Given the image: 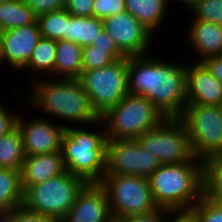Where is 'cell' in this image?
<instances>
[{
    "label": "cell",
    "mask_w": 222,
    "mask_h": 222,
    "mask_svg": "<svg viewBox=\"0 0 222 222\" xmlns=\"http://www.w3.org/2000/svg\"><path fill=\"white\" fill-rule=\"evenodd\" d=\"M126 12L135 17L153 35L164 20L170 6L168 0H125Z\"/></svg>",
    "instance_id": "cell-19"
},
{
    "label": "cell",
    "mask_w": 222,
    "mask_h": 222,
    "mask_svg": "<svg viewBox=\"0 0 222 222\" xmlns=\"http://www.w3.org/2000/svg\"><path fill=\"white\" fill-rule=\"evenodd\" d=\"M165 119L148 98L130 93L101 116L108 140L137 139Z\"/></svg>",
    "instance_id": "cell-5"
},
{
    "label": "cell",
    "mask_w": 222,
    "mask_h": 222,
    "mask_svg": "<svg viewBox=\"0 0 222 222\" xmlns=\"http://www.w3.org/2000/svg\"><path fill=\"white\" fill-rule=\"evenodd\" d=\"M201 63L207 68L210 74L222 83V55L209 57Z\"/></svg>",
    "instance_id": "cell-39"
},
{
    "label": "cell",
    "mask_w": 222,
    "mask_h": 222,
    "mask_svg": "<svg viewBox=\"0 0 222 222\" xmlns=\"http://www.w3.org/2000/svg\"><path fill=\"white\" fill-rule=\"evenodd\" d=\"M168 216L174 217L168 220ZM163 222H199L195 213L189 210H167Z\"/></svg>",
    "instance_id": "cell-38"
},
{
    "label": "cell",
    "mask_w": 222,
    "mask_h": 222,
    "mask_svg": "<svg viewBox=\"0 0 222 222\" xmlns=\"http://www.w3.org/2000/svg\"><path fill=\"white\" fill-rule=\"evenodd\" d=\"M61 222H114L100 183H87Z\"/></svg>",
    "instance_id": "cell-15"
},
{
    "label": "cell",
    "mask_w": 222,
    "mask_h": 222,
    "mask_svg": "<svg viewBox=\"0 0 222 222\" xmlns=\"http://www.w3.org/2000/svg\"><path fill=\"white\" fill-rule=\"evenodd\" d=\"M125 0H94L93 17L105 19L126 11Z\"/></svg>",
    "instance_id": "cell-31"
},
{
    "label": "cell",
    "mask_w": 222,
    "mask_h": 222,
    "mask_svg": "<svg viewBox=\"0 0 222 222\" xmlns=\"http://www.w3.org/2000/svg\"><path fill=\"white\" fill-rule=\"evenodd\" d=\"M103 30V19L96 17L73 16L67 11V34L65 40L84 47L92 45Z\"/></svg>",
    "instance_id": "cell-21"
},
{
    "label": "cell",
    "mask_w": 222,
    "mask_h": 222,
    "mask_svg": "<svg viewBox=\"0 0 222 222\" xmlns=\"http://www.w3.org/2000/svg\"><path fill=\"white\" fill-rule=\"evenodd\" d=\"M82 50L83 47L77 43L57 41L54 76L58 79H78L82 73Z\"/></svg>",
    "instance_id": "cell-20"
},
{
    "label": "cell",
    "mask_w": 222,
    "mask_h": 222,
    "mask_svg": "<svg viewBox=\"0 0 222 222\" xmlns=\"http://www.w3.org/2000/svg\"><path fill=\"white\" fill-rule=\"evenodd\" d=\"M94 0H65V7L73 16L93 17Z\"/></svg>",
    "instance_id": "cell-34"
},
{
    "label": "cell",
    "mask_w": 222,
    "mask_h": 222,
    "mask_svg": "<svg viewBox=\"0 0 222 222\" xmlns=\"http://www.w3.org/2000/svg\"><path fill=\"white\" fill-rule=\"evenodd\" d=\"M9 1H12V0H0V4L4 2H9Z\"/></svg>",
    "instance_id": "cell-42"
},
{
    "label": "cell",
    "mask_w": 222,
    "mask_h": 222,
    "mask_svg": "<svg viewBox=\"0 0 222 222\" xmlns=\"http://www.w3.org/2000/svg\"><path fill=\"white\" fill-rule=\"evenodd\" d=\"M24 2L32 9L36 17L62 10L65 7V0H24Z\"/></svg>",
    "instance_id": "cell-32"
},
{
    "label": "cell",
    "mask_w": 222,
    "mask_h": 222,
    "mask_svg": "<svg viewBox=\"0 0 222 222\" xmlns=\"http://www.w3.org/2000/svg\"><path fill=\"white\" fill-rule=\"evenodd\" d=\"M38 22L1 32L0 64L10 65L15 71H22L41 39ZM4 62V63H3Z\"/></svg>",
    "instance_id": "cell-14"
},
{
    "label": "cell",
    "mask_w": 222,
    "mask_h": 222,
    "mask_svg": "<svg viewBox=\"0 0 222 222\" xmlns=\"http://www.w3.org/2000/svg\"><path fill=\"white\" fill-rule=\"evenodd\" d=\"M186 105H216L222 102V83L201 62L187 64Z\"/></svg>",
    "instance_id": "cell-16"
},
{
    "label": "cell",
    "mask_w": 222,
    "mask_h": 222,
    "mask_svg": "<svg viewBox=\"0 0 222 222\" xmlns=\"http://www.w3.org/2000/svg\"><path fill=\"white\" fill-rule=\"evenodd\" d=\"M0 222H17L15 212H3L0 213Z\"/></svg>",
    "instance_id": "cell-40"
},
{
    "label": "cell",
    "mask_w": 222,
    "mask_h": 222,
    "mask_svg": "<svg viewBox=\"0 0 222 222\" xmlns=\"http://www.w3.org/2000/svg\"><path fill=\"white\" fill-rule=\"evenodd\" d=\"M179 119L185 124L193 155L205 159L222 153V110L216 105H186Z\"/></svg>",
    "instance_id": "cell-8"
},
{
    "label": "cell",
    "mask_w": 222,
    "mask_h": 222,
    "mask_svg": "<svg viewBox=\"0 0 222 222\" xmlns=\"http://www.w3.org/2000/svg\"><path fill=\"white\" fill-rule=\"evenodd\" d=\"M116 60L107 52V49L87 45L82 50V72L108 66Z\"/></svg>",
    "instance_id": "cell-29"
},
{
    "label": "cell",
    "mask_w": 222,
    "mask_h": 222,
    "mask_svg": "<svg viewBox=\"0 0 222 222\" xmlns=\"http://www.w3.org/2000/svg\"><path fill=\"white\" fill-rule=\"evenodd\" d=\"M98 129L100 131L69 126L62 137L61 152L65 169L86 183H100L106 172L108 139L101 120Z\"/></svg>",
    "instance_id": "cell-4"
},
{
    "label": "cell",
    "mask_w": 222,
    "mask_h": 222,
    "mask_svg": "<svg viewBox=\"0 0 222 222\" xmlns=\"http://www.w3.org/2000/svg\"><path fill=\"white\" fill-rule=\"evenodd\" d=\"M100 185L105 189L114 222L131 215L156 209L149 178L138 175H105Z\"/></svg>",
    "instance_id": "cell-7"
},
{
    "label": "cell",
    "mask_w": 222,
    "mask_h": 222,
    "mask_svg": "<svg viewBox=\"0 0 222 222\" xmlns=\"http://www.w3.org/2000/svg\"><path fill=\"white\" fill-rule=\"evenodd\" d=\"M137 140L161 164H178L195 158L187 129L179 118H166Z\"/></svg>",
    "instance_id": "cell-10"
},
{
    "label": "cell",
    "mask_w": 222,
    "mask_h": 222,
    "mask_svg": "<svg viewBox=\"0 0 222 222\" xmlns=\"http://www.w3.org/2000/svg\"><path fill=\"white\" fill-rule=\"evenodd\" d=\"M92 45L96 48L107 49V52L115 59H125L126 56L120 51L118 46L115 44L114 40L110 35L103 29L96 40H93Z\"/></svg>",
    "instance_id": "cell-33"
},
{
    "label": "cell",
    "mask_w": 222,
    "mask_h": 222,
    "mask_svg": "<svg viewBox=\"0 0 222 222\" xmlns=\"http://www.w3.org/2000/svg\"><path fill=\"white\" fill-rule=\"evenodd\" d=\"M149 182L158 208L189 210L203 195V161L161 164Z\"/></svg>",
    "instance_id": "cell-3"
},
{
    "label": "cell",
    "mask_w": 222,
    "mask_h": 222,
    "mask_svg": "<svg viewBox=\"0 0 222 222\" xmlns=\"http://www.w3.org/2000/svg\"><path fill=\"white\" fill-rule=\"evenodd\" d=\"M167 209L158 208L150 213L131 215L120 222H163Z\"/></svg>",
    "instance_id": "cell-37"
},
{
    "label": "cell",
    "mask_w": 222,
    "mask_h": 222,
    "mask_svg": "<svg viewBox=\"0 0 222 222\" xmlns=\"http://www.w3.org/2000/svg\"><path fill=\"white\" fill-rule=\"evenodd\" d=\"M17 222H56L53 218L28 210L23 205L13 210Z\"/></svg>",
    "instance_id": "cell-36"
},
{
    "label": "cell",
    "mask_w": 222,
    "mask_h": 222,
    "mask_svg": "<svg viewBox=\"0 0 222 222\" xmlns=\"http://www.w3.org/2000/svg\"><path fill=\"white\" fill-rule=\"evenodd\" d=\"M203 195L222 203V153L203 161Z\"/></svg>",
    "instance_id": "cell-26"
},
{
    "label": "cell",
    "mask_w": 222,
    "mask_h": 222,
    "mask_svg": "<svg viewBox=\"0 0 222 222\" xmlns=\"http://www.w3.org/2000/svg\"><path fill=\"white\" fill-rule=\"evenodd\" d=\"M128 89L148 98L166 118H179L186 106L187 64L151 54L128 57Z\"/></svg>",
    "instance_id": "cell-1"
},
{
    "label": "cell",
    "mask_w": 222,
    "mask_h": 222,
    "mask_svg": "<svg viewBox=\"0 0 222 222\" xmlns=\"http://www.w3.org/2000/svg\"><path fill=\"white\" fill-rule=\"evenodd\" d=\"M103 29L126 57L144 56L150 52L152 33L126 11L103 19Z\"/></svg>",
    "instance_id": "cell-12"
},
{
    "label": "cell",
    "mask_w": 222,
    "mask_h": 222,
    "mask_svg": "<svg viewBox=\"0 0 222 222\" xmlns=\"http://www.w3.org/2000/svg\"><path fill=\"white\" fill-rule=\"evenodd\" d=\"M42 38L65 40L67 34V10L49 12L37 17Z\"/></svg>",
    "instance_id": "cell-27"
},
{
    "label": "cell",
    "mask_w": 222,
    "mask_h": 222,
    "mask_svg": "<svg viewBox=\"0 0 222 222\" xmlns=\"http://www.w3.org/2000/svg\"><path fill=\"white\" fill-rule=\"evenodd\" d=\"M127 68L128 57L102 68L82 72L79 76L80 84L100 116L129 93Z\"/></svg>",
    "instance_id": "cell-9"
},
{
    "label": "cell",
    "mask_w": 222,
    "mask_h": 222,
    "mask_svg": "<svg viewBox=\"0 0 222 222\" xmlns=\"http://www.w3.org/2000/svg\"><path fill=\"white\" fill-rule=\"evenodd\" d=\"M65 171L61 151L27 156L21 169L22 187L45 182Z\"/></svg>",
    "instance_id": "cell-17"
},
{
    "label": "cell",
    "mask_w": 222,
    "mask_h": 222,
    "mask_svg": "<svg viewBox=\"0 0 222 222\" xmlns=\"http://www.w3.org/2000/svg\"><path fill=\"white\" fill-rule=\"evenodd\" d=\"M25 159L23 138L17 126L0 138V168L21 170Z\"/></svg>",
    "instance_id": "cell-23"
},
{
    "label": "cell",
    "mask_w": 222,
    "mask_h": 222,
    "mask_svg": "<svg viewBox=\"0 0 222 222\" xmlns=\"http://www.w3.org/2000/svg\"><path fill=\"white\" fill-rule=\"evenodd\" d=\"M191 210L199 222H222V203L213 201L204 195L193 205Z\"/></svg>",
    "instance_id": "cell-30"
},
{
    "label": "cell",
    "mask_w": 222,
    "mask_h": 222,
    "mask_svg": "<svg viewBox=\"0 0 222 222\" xmlns=\"http://www.w3.org/2000/svg\"><path fill=\"white\" fill-rule=\"evenodd\" d=\"M171 1H174V0H170V1L168 0V2H170L169 4L172 3ZM178 1L185 4L186 7L190 10L199 0H178Z\"/></svg>",
    "instance_id": "cell-41"
},
{
    "label": "cell",
    "mask_w": 222,
    "mask_h": 222,
    "mask_svg": "<svg viewBox=\"0 0 222 222\" xmlns=\"http://www.w3.org/2000/svg\"><path fill=\"white\" fill-rule=\"evenodd\" d=\"M23 199L21 170L0 168V213L13 211Z\"/></svg>",
    "instance_id": "cell-22"
},
{
    "label": "cell",
    "mask_w": 222,
    "mask_h": 222,
    "mask_svg": "<svg viewBox=\"0 0 222 222\" xmlns=\"http://www.w3.org/2000/svg\"><path fill=\"white\" fill-rule=\"evenodd\" d=\"M161 165L137 139L108 140L105 175H138L149 178Z\"/></svg>",
    "instance_id": "cell-11"
},
{
    "label": "cell",
    "mask_w": 222,
    "mask_h": 222,
    "mask_svg": "<svg viewBox=\"0 0 222 222\" xmlns=\"http://www.w3.org/2000/svg\"><path fill=\"white\" fill-rule=\"evenodd\" d=\"M0 102V138L9 134L17 127L18 113H11L4 104ZM15 113V114H14Z\"/></svg>",
    "instance_id": "cell-35"
},
{
    "label": "cell",
    "mask_w": 222,
    "mask_h": 222,
    "mask_svg": "<svg viewBox=\"0 0 222 222\" xmlns=\"http://www.w3.org/2000/svg\"><path fill=\"white\" fill-rule=\"evenodd\" d=\"M24 116H18L17 126L21 131L26 157L61 151L62 137L68 123H54L49 117H36L34 120H26Z\"/></svg>",
    "instance_id": "cell-13"
},
{
    "label": "cell",
    "mask_w": 222,
    "mask_h": 222,
    "mask_svg": "<svg viewBox=\"0 0 222 222\" xmlns=\"http://www.w3.org/2000/svg\"><path fill=\"white\" fill-rule=\"evenodd\" d=\"M37 21V17L24 0H12L0 4L1 31L27 26Z\"/></svg>",
    "instance_id": "cell-24"
},
{
    "label": "cell",
    "mask_w": 222,
    "mask_h": 222,
    "mask_svg": "<svg viewBox=\"0 0 222 222\" xmlns=\"http://www.w3.org/2000/svg\"><path fill=\"white\" fill-rule=\"evenodd\" d=\"M190 11L193 19L222 26V0H199Z\"/></svg>",
    "instance_id": "cell-28"
},
{
    "label": "cell",
    "mask_w": 222,
    "mask_h": 222,
    "mask_svg": "<svg viewBox=\"0 0 222 222\" xmlns=\"http://www.w3.org/2000/svg\"><path fill=\"white\" fill-rule=\"evenodd\" d=\"M56 47L57 41L41 38L33 50L28 64L22 71L30 70V72H37L44 74H52L54 76L55 61H56ZM32 70V71H31Z\"/></svg>",
    "instance_id": "cell-25"
},
{
    "label": "cell",
    "mask_w": 222,
    "mask_h": 222,
    "mask_svg": "<svg viewBox=\"0 0 222 222\" xmlns=\"http://www.w3.org/2000/svg\"><path fill=\"white\" fill-rule=\"evenodd\" d=\"M193 20L191 19L192 22L185 38L198 56L197 62L222 55V26L202 20Z\"/></svg>",
    "instance_id": "cell-18"
},
{
    "label": "cell",
    "mask_w": 222,
    "mask_h": 222,
    "mask_svg": "<svg viewBox=\"0 0 222 222\" xmlns=\"http://www.w3.org/2000/svg\"><path fill=\"white\" fill-rule=\"evenodd\" d=\"M36 77L34 79L33 76L30 79L31 85L29 84L32 89L31 100L29 99L31 108L34 106L35 110L43 112L44 118L46 115L53 116L64 120L63 122L74 121V124L92 125L96 129L101 116L93 108L78 79Z\"/></svg>",
    "instance_id": "cell-2"
},
{
    "label": "cell",
    "mask_w": 222,
    "mask_h": 222,
    "mask_svg": "<svg viewBox=\"0 0 222 222\" xmlns=\"http://www.w3.org/2000/svg\"><path fill=\"white\" fill-rule=\"evenodd\" d=\"M87 183L67 170L45 182L23 187V206L61 222Z\"/></svg>",
    "instance_id": "cell-6"
}]
</instances>
